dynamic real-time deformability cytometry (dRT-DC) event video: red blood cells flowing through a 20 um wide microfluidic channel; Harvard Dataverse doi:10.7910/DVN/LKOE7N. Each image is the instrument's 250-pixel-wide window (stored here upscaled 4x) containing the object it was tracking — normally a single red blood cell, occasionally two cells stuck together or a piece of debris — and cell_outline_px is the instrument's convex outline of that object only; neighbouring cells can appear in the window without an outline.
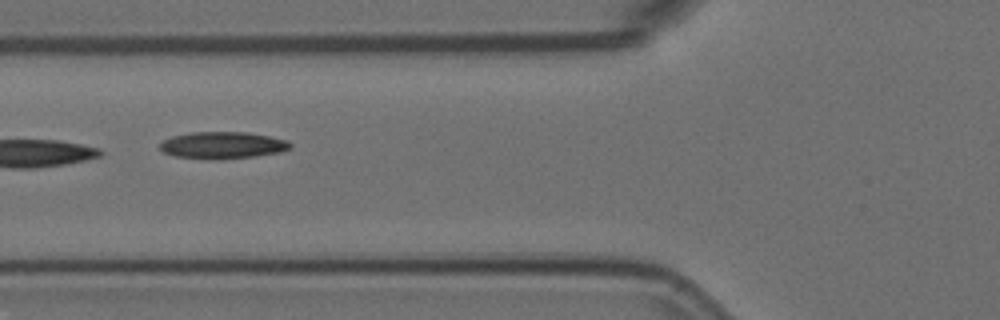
{"species": "Egyptian fruit bat (a non-hibernating species)", "species_latin": "Rousettus aegyptiacus", "temperature_condition": "room temperature", "stored_images_in_passage": 8, "camera_frame_rate_fps": 3000, "um_per_image_px": 0.085, "animal": {"sex": "female"}, "frame": {"image": 1, "passage_image": 4, "time_ms": 1.0, "image_size_px": [1000, 320], "cell_outline_px": [[292, 148], [280, 152], [256, 156], [176, 156], [164, 152], [160, 148], [160, 144], [164, 140], [172, 136], [192, 132], [248, 132], [288, 140], [292, 144]], "centroid_in_image_um": [19.0, 12.28], "position_along_channel_um": 106.8, "area_um2": 19.31}}
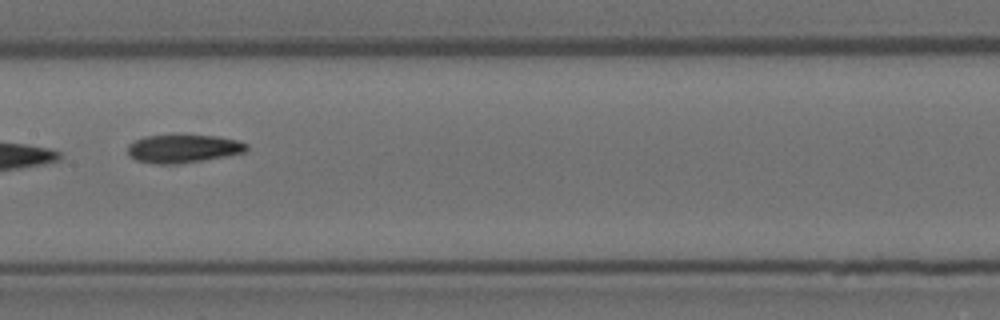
{"frame": {"image": 2, "passage_image": 6, "time_ms": 1.667, "image_size_px": [1000, 320], "cell_outline_px": [[248, 148], [244, 152], [224, 156], [200, 160], [172, 164], [156, 164], [136, 160], [128, 156], [128, 144], [144, 136], [172, 132], [184, 132], [220, 136], [240, 140], [248, 144]], "centroid_in_image_um": [15.55, 12.56], "position_along_channel_um": 191.8, "area_um2": 20.52}}
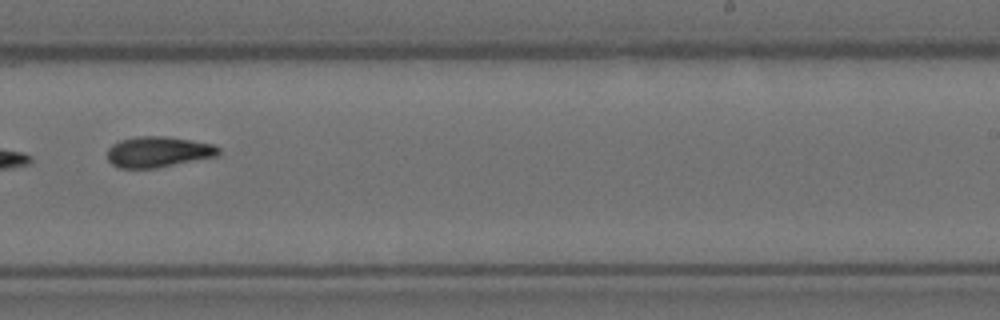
{"frame": {"image": 3, "passage_image": 8, "time_ms": 2.333, "image_size_px": [1000, 320], "cell_outline_px": [[220, 156], [156, 168], [120, 168], [112, 164], [108, 160], [108, 148], [112, 144], [120, 140], [136, 136], [168, 136], [192, 140], [212, 144], [220, 148]], "centroid_in_image_um": [13.47, 12.9], "position_along_channel_um": 275.5, "area_um2": 20.17}}